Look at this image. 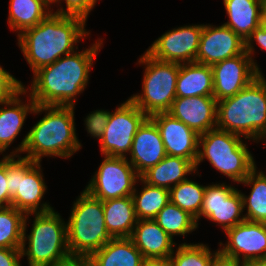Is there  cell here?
Returning <instances> with one entry per match:
<instances>
[{
  "instance_id": "27",
  "label": "cell",
  "mask_w": 266,
  "mask_h": 266,
  "mask_svg": "<svg viewBox=\"0 0 266 266\" xmlns=\"http://www.w3.org/2000/svg\"><path fill=\"white\" fill-rule=\"evenodd\" d=\"M9 28L17 33L35 27L51 12V6L44 0H9L8 8Z\"/></svg>"
},
{
  "instance_id": "7",
  "label": "cell",
  "mask_w": 266,
  "mask_h": 266,
  "mask_svg": "<svg viewBox=\"0 0 266 266\" xmlns=\"http://www.w3.org/2000/svg\"><path fill=\"white\" fill-rule=\"evenodd\" d=\"M66 222L71 256H90L112 239L105 226L102 200L85 189L73 201Z\"/></svg>"
},
{
  "instance_id": "11",
  "label": "cell",
  "mask_w": 266,
  "mask_h": 266,
  "mask_svg": "<svg viewBox=\"0 0 266 266\" xmlns=\"http://www.w3.org/2000/svg\"><path fill=\"white\" fill-rule=\"evenodd\" d=\"M85 190L102 201L131 196L140 175L123 157L103 156Z\"/></svg>"
},
{
  "instance_id": "16",
  "label": "cell",
  "mask_w": 266,
  "mask_h": 266,
  "mask_svg": "<svg viewBox=\"0 0 266 266\" xmlns=\"http://www.w3.org/2000/svg\"><path fill=\"white\" fill-rule=\"evenodd\" d=\"M245 51L243 41L232 29L221 24H204L196 54V63L213 65Z\"/></svg>"
},
{
  "instance_id": "1",
  "label": "cell",
  "mask_w": 266,
  "mask_h": 266,
  "mask_svg": "<svg viewBox=\"0 0 266 266\" xmlns=\"http://www.w3.org/2000/svg\"><path fill=\"white\" fill-rule=\"evenodd\" d=\"M104 39L97 38L88 48L62 56L33 73L30 86L23 89L36 105L76 106L77 98L90 83V71Z\"/></svg>"
},
{
  "instance_id": "26",
  "label": "cell",
  "mask_w": 266,
  "mask_h": 266,
  "mask_svg": "<svg viewBox=\"0 0 266 266\" xmlns=\"http://www.w3.org/2000/svg\"><path fill=\"white\" fill-rule=\"evenodd\" d=\"M194 96H213L212 68L196 62L180 64L176 97Z\"/></svg>"
},
{
  "instance_id": "14",
  "label": "cell",
  "mask_w": 266,
  "mask_h": 266,
  "mask_svg": "<svg viewBox=\"0 0 266 266\" xmlns=\"http://www.w3.org/2000/svg\"><path fill=\"white\" fill-rule=\"evenodd\" d=\"M227 240L218 250L237 261L266 259V223L244 220L226 230Z\"/></svg>"
},
{
  "instance_id": "35",
  "label": "cell",
  "mask_w": 266,
  "mask_h": 266,
  "mask_svg": "<svg viewBox=\"0 0 266 266\" xmlns=\"http://www.w3.org/2000/svg\"><path fill=\"white\" fill-rule=\"evenodd\" d=\"M110 115L109 110L96 109L90 112L84 119L85 130L91 136L99 141L104 134L105 127Z\"/></svg>"
},
{
  "instance_id": "2",
  "label": "cell",
  "mask_w": 266,
  "mask_h": 266,
  "mask_svg": "<svg viewBox=\"0 0 266 266\" xmlns=\"http://www.w3.org/2000/svg\"><path fill=\"white\" fill-rule=\"evenodd\" d=\"M74 106L36 105L40 118L8 156H21L42 163L44 157L70 159L83 145L78 139ZM25 154V155H21Z\"/></svg>"
},
{
  "instance_id": "6",
  "label": "cell",
  "mask_w": 266,
  "mask_h": 266,
  "mask_svg": "<svg viewBox=\"0 0 266 266\" xmlns=\"http://www.w3.org/2000/svg\"><path fill=\"white\" fill-rule=\"evenodd\" d=\"M245 140L218 128L199 135L196 175L201 177L198 168L207 160L221 175L239 185L257 166L254 155L248 149V140Z\"/></svg>"
},
{
  "instance_id": "44",
  "label": "cell",
  "mask_w": 266,
  "mask_h": 266,
  "mask_svg": "<svg viewBox=\"0 0 266 266\" xmlns=\"http://www.w3.org/2000/svg\"><path fill=\"white\" fill-rule=\"evenodd\" d=\"M264 142V145L266 146V126L265 128L260 132L259 136L256 138V140L254 141V143H258V142Z\"/></svg>"
},
{
  "instance_id": "30",
  "label": "cell",
  "mask_w": 266,
  "mask_h": 266,
  "mask_svg": "<svg viewBox=\"0 0 266 266\" xmlns=\"http://www.w3.org/2000/svg\"><path fill=\"white\" fill-rule=\"evenodd\" d=\"M171 238L185 237L199 228L196 219L171 201L153 219Z\"/></svg>"
},
{
  "instance_id": "42",
  "label": "cell",
  "mask_w": 266,
  "mask_h": 266,
  "mask_svg": "<svg viewBox=\"0 0 266 266\" xmlns=\"http://www.w3.org/2000/svg\"><path fill=\"white\" fill-rule=\"evenodd\" d=\"M241 266H266V259H251L242 261Z\"/></svg>"
},
{
  "instance_id": "9",
  "label": "cell",
  "mask_w": 266,
  "mask_h": 266,
  "mask_svg": "<svg viewBox=\"0 0 266 266\" xmlns=\"http://www.w3.org/2000/svg\"><path fill=\"white\" fill-rule=\"evenodd\" d=\"M41 165L21 156H7L9 206L25 214L54 210L49 202L42 201L48 186Z\"/></svg>"
},
{
  "instance_id": "4",
  "label": "cell",
  "mask_w": 266,
  "mask_h": 266,
  "mask_svg": "<svg viewBox=\"0 0 266 266\" xmlns=\"http://www.w3.org/2000/svg\"><path fill=\"white\" fill-rule=\"evenodd\" d=\"M266 126V78L260 74L234 96L217 101L216 128L254 142Z\"/></svg>"
},
{
  "instance_id": "29",
  "label": "cell",
  "mask_w": 266,
  "mask_h": 266,
  "mask_svg": "<svg viewBox=\"0 0 266 266\" xmlns=\"http://www.w3.org/2000/svg\"><path fill=\"white\" fill-rule=\"evenodd\" d=\"M138 183L142 186L132 193L135 213L138 220H151L170 202L169 189L146 183L141 177ZM139 189V190H138Z\"/></svg>"
},
{
  "instance_id": "47",
  "label": "cell",
  "mask_w": 266,
  "mask_h": 266,
  "mask_svg": "<svg viewBox=\"0 0 266 266\" xmlns=\"http://www.w3.org/2000/svg\"><path fill=\"white\" fill-rule=\"evenodd\" d=\"M45 2H47L50 6H52L53 4V0H44Z\"/></svg>"
},
{
  "instance_id": "31",
  "label": "cell",
  "mask_w": 266,
  "mask_h": 266,
  "mask_svg": "<svg viewBox=\"0 0 266 266\" xmlns=\"http://www.w3.org/2000/svg\"><path fill=\"white\" fill-rule=\"evenodd\" d=\"M205 188L206 185L187 178L169 190L170 201L192 215L198 224Z\"/></svg>"
},
{
  "instance_id": "23",
  "label": "cell",
  "mask_w": 266,
  "mask_h": 266,
  "mask_svg": "<svg viewBox=\"0 0 266 266\" xmlns=\"http://www.w3.org/2000/svg\"><path fill=\"white\" fill-rule=\"evenodd\" d=\"M196 173L195 165L190 160L166 155L140 177L150 185L170 190L173 186L186 180L189 175L194 176Z\"/></svg>"
},
{
  "instance_id": "37",
  "label": "cell",
  "mask_w": 266,
  "mask_h": 266,
  "mask_svg": "<svg viewBox=\"0 0 266 266\" xmlns=\"http://www.w3.org/2000/svg\"><path fill=\"white\" fill-rule=\"evenodd\" d=\"M255 42V43H254ZM256 44V45H255ZM259 47L260 51H266V28L260 25L256 28L250 36L245 40V52L251 57L255 68L258 70L260 74H262L261 66L258 65L257 60L255 59V47Z\"/></svg>"
},
{
  "instance_id": "45",
  "label": "cell",
  "mask_w": 266,
  "mask_h": 266,
  "mask_svg": "<svg viewBox=\"0 0 266 266\" xmlns=\"http://www.w3.org/2000/svg\"><path fill=\"white\" fill-rule=\"evenodd\" d=\"M262 17H266V0H262Z\"/></svg>"
},
{
  "instance_id": "13",
  "label": "cell",
  "mask_w": 266,
  "mask_h": 266,
  "mask_svg": "<svg viewBox=\"0 0 266 266\" xmlns=\"http://www.w3.org/2000/svg\"><path fill=\"white\" fill-rule=\"evenodd\" d=\"M203 24L184 25L167 30L145 51L154 59L177 64L196 62Z\"/></svg>"
},
{
  "instance_id": "39",
  "label": "cell",
  "mask_w": 266,
  "mask_h": 266,
  "mask_svg": "<svg viewBox=\"0 0 266 266\" xmlns=\"http://www.w3.org/2000/svg\"><path fill=\"white\" fill-rule=\"evenodd\" d=\"M21 249L0 248V266H22Z\"/></svg>"
},
{
  "instance_id": "41",
  "label": "cell",
  "mask_w": 266,
  "mask_h": 266,
  "mask_svg": "<svg viewBox=\"0 0 266 266\" xmlns=\"http://www.w3.org/2000/svg\"><path fill=\"white\" fill-rule=\"evenodd\" d=\"M54 266H93L89 256H70Z\"/></svg>"
},
{
  "instance_id": "40",
  "label": "cell",
  "mask_w": 266,
  "mask_h": 266,
  "mask_svg": "<svg viewBox=\"0 0 266 266\" xmlns=\"http://www.w3.org/2000/svg\"><path fill=\"white\" fill-rule=\"evenodd\" d=\"M210 266H241V262L222 254L217 248V252L212 256Z\"/></svg>"
},
{
  "instance_id": "43",
  "label": "cell",
  "mask_w": 266,
  "mask_h": 266,
  "mask_svg": "<svg viewBox=\"0 0 266 266\" xmlns=\"http://www.w3.org/2000/svg\"><path fill=\"white\" fill-rule=\"evenodd\" d=\"M144 266H171L169 260L146 261Z\"/></svg>"
},
{
  "instance_id": "12",
  "label": "cell",
  "mask_w": 266,
  "mask_h": 266,
  "mask_svg": "<svg viewBox=\"0 0 266 266\" xmlns=\"http://www.w3.org/2000/svg\"><path fill=\"white\" fill-rule=\"evenodd\" d=\"M226 183L212 182L206 185L202 208L198 215V225L203 217L221 227L220 229L225 232L246 220L240 191L232 184Z\"/></svg>"
},
{
  "instance_id": "20",
  "label": "cell",
  "mask_w": 266,
  "mask_h": 266,
  "mask_svg": "<svg viewBox=\"0 0 266 266\" xmlns=\"http://www.w3.org/2000/svg\"><path fill=\"white\" fill-rule=\"evenodd\" d=\"M35 106V102L24 89L12 99L0 103V155L8 156L6 150H9L20 135L27 116L33 115Z\"/></svg>"
},
{
  "instance_id": "19",
  "label": "cell",
  "mask_w": 266,
  "mask_h": 266,
  "mask_svg": "<svg viewBox=\"0 0 266 266\" xmlns=\"http://www.w3.org/2000/svg\"><path fill=\"white\" fill-rule=\"evenodd\" d=\"M166 155L160 131L156 123L148 117L135 134L129 157L126 159L141 176Z\"/></svg>"
},
{
  "instance_id": "17",
  "label": "cell",
  "mask_w": 266,
  "mask_h": 266,
  "mask_svg": "<svg viewBox=\"0 0 266 266\" xmlns=\"http://www.w3.org/2000/svg\"><path fill=\"white\" fill-rule=\"evenodd\" d=\"M150 118L160 131L167 155L188 159L195 165L199 135L168 112L156 113Z\"/></svg>"
},
{
  "instance_id": "46",
  "label": "cell",
  "mask_w": 266,
  "mask_h": 266,
  "mask_svg": "<svg viewBox=\"0 0 266 266\" xmlns=\"http://www.w3.org/2000/svg\"><path fill=\"white\" fill-rule=\"evenodd\" d=\"M262 26L266 28V17H262Z\"/></svg>"
},
{
  "instance_id": "24",
  "label": "cell",
  "mask_w": 266,
  "mask_h": 266,
  "mask_svg": "<svg viewBox=\"0 0 266 266\" xmlns=\"http://www.w3.org/2000/svg\"><path fill=\"white\" fill-rule=\"evenodd\" d=\"M93 266H144L146 260L128 238H112L89 256Z\"/></svg>"
},
{
  "instance_id": "8",
  "label": "cell",
  "mask_w": 266,
  "mask_h": 266,
  "mask_svg": "<svg viewBox=\"0 0 266 266\" xmlns=\"http://www.w3.org/2000/svg\"><path fill=\"white\" fill-rule=\"evenodd\" d=\"M136 64L144 68L141 93L128 98L148 117L168 112L176 98L180 64L159 61L146 51L141 54Z\"/></svg>"
},
{
  "instance_id": "21",
  "label": "cell",
  "mask_w": 266,
  "mask_h": 266,
  "mask_svg": "<svg viewBox=\"0 0 266 266\" xmlns=\"http://www.w3.org/2000/svg\"><path fill=\"white\" fill-rule=\"evenodd\" d=\"M146 261L168 260L178 243L153 220H138L129 237Z\"/></svg>"
},
{
  "instance_id": "3",
  "label": "cell",
  "mask_w": 266,
  "mask_h": 266,
  "mask_svg": "<svg viewBox=\"0 0 266 266\" xmlns=\"http://www.w3.org/2000/svg\"><path fill=\"white\" fill-rule=\"evenodd\" d=\"M86 26V21L81 17L51 12L35 27L18 35V47L31 72L34 73L78 49V43L91 35Z\"/></svg>"
},
{
  "instance_id": "15",
  "label": "cell",
  "mask_w": 266,
  "mask_h": 266,
  "mask_svg": "<svg viewBox=\"0 0 266 266\" xmlns=\"http://www.w3.org/2000/svg\"><path fill=\"white\" fill-rule=\"evenodd\" d=\"M211 68L213 97L217 101L234 96L260 75L245 51L233 58L217 62L211 65Z\"/></svg>"
},
{
  "instance_id": "38",
  "label": "cell",
  "mask_w": 266,
  "mask_h": 266,
  "mask_svg": "<svg viewBox=\"0 0 266 266\" xmlns=\"http://www.w3.org/2000/svg\"><path fill=\"white\" fill-rule=\"evenodd\" d=\"M9 206L7 156L0 158V208Z\"/></svg>"
},
{
  "instance_id": "22",
  "label": "cell",
  "mask_w": 266,
  "mask_h": 266,
  "mask_svg": "<svg viewBox=\"0 0 266 266\" xmlns=\"http://www.w3.org/2000/svg\"><path fill=\"white\" fill-rule=\"evenodd\" d=\"M228 21L223 25L232 29L243 41L262 25V0H223Z\"/></svg>"
},
{
  "instance_id": "32",
  "label": "cell",
  "mask_w": 266,
  "mask_h": 266,
  "mask_svg": "<svg viewBox=\"0 0 266 266\" xmlns=\"http://www.w3.org/2000/svg\"><path fill=\"white\" fill-rule=\"evenodd\" d=\"M25 215L12 206L0 208V248L21 249Z\"/></svg>"
},
{
  "instance_id": "28",
  "label": "cell",
  "mask_w": 266,
  "mask_h": 266,
  "mask_svg": "<svg viewBox=\"0 0 266 266\" xmlns=\"http://www.w3.org/2000/svg\"><path fill=\"white\" fill-rule=\"evenodd\" d=\"M257 166L239 184L251 188L249 195L240 194L246 220L266 223V172L257 170ZM246 210V211H245Z\"/></svg>"
},
{
  "instance_id": "25",
  "label": "cell",
  "mask_w": 266,
  "mask_h": 266,
  "mask_svg": "<svg viewBox=\"0 0 266 266\" xmlns=\"http://www.w3.org/2000/svg\"><path fill=\"white\" fill-rule=\"evenodd\" d=\"M105 226L112 238H128L131 236L137 217L132 196L102 201Z\"/></svg>"
},
{
  "instance_id": "5",
  "label": "cell",
  "mask_w": 266,
  "mask_h": 266,
  "mask_svg": "<svg viewBox=\"0 0 266 266\" xmlns=\"http://www.w3.org/2000/svg\"><path fill=\"white\" fill-rule=\"evenodd\" d=\"M32 215L33 224L28 234ZM70 256L67 222L58 211L25 215L21 257L22 260L26 257L28 266H54Z\"/></svg>"
},
{
  "instance_id": "34",
  "label": "cell",
  "mask_w": 266,
  "mask_h": 266,
  "mask_svg": "<svg viewBox=\"0 0 266 266\" xmlns=\"http://www.w3.org/2000/svg\"><path fill=\"white\" fill-rule=\"evenodd\" d=\"M98 1L99 0H53L51 10L56 14L81 17L87 22L90 12ZM63 2L65 5L62 4ZM54 6L57 7L56 11H54Z\"/></svg>"
},
{
  "instance_id": "33",
  "label": "cell",
  "mask_w": 266,
  "mask_h": 266,
  "mask_svg": "<svg viewBox=\"0 0 266 266\" xmlns=\"http://www.w3.org/2000/svg\"><path fill=\"white\" fill-rule=\"evenodd\" d=\"M217 252L211 251L208 244L183 242L175 247L168 259L171 266H210L212 256Z\"/></svg>"
},
{
  "instance_id": "10",
  "label": "cell",
  "mask_w": 266,
  "mask_h": 266,
  "mask_svg": "<svg viewBox=\"0 0 266 266\" xmlns=\"http://www.w3.org/2000/svg\"><path fill=\"white\" fill-rule=\"evenodd\" d=\"M147 118L129 98L110 111L104 134L98 141L101 155L127 158L134 136Z\"/></svg>"
},
{
  "instance_id": "36",
  "label": "cell",
  "mask_w": 266,
  "mask_h": 266,
  "mask_svg": "<svg viewBox=\"0 0 266 266\" xmlns=\"http://www.w3.org/2000/svg\"><path fill=\"white\" fill-rule=\"evenodd\" d=\"M24 83L0 64V103L12 99L23 89Z\"/></svg>"
},
{
  "instance_id": "18",
  "label": "cell",
  "mask_w": 266,
  "mask_h": 266,
  "mask_svg": "<svg viewBox=\"0 0 266 266\" xmlns=\"http://www.w3.org/2000/svg\"><path fill=\"white\" fill-rule=\"evenodd\" d=\"M168 113L202 135L216 128L217 100L213 96L176 97Z\"/></svg>"
}]
</instances>
